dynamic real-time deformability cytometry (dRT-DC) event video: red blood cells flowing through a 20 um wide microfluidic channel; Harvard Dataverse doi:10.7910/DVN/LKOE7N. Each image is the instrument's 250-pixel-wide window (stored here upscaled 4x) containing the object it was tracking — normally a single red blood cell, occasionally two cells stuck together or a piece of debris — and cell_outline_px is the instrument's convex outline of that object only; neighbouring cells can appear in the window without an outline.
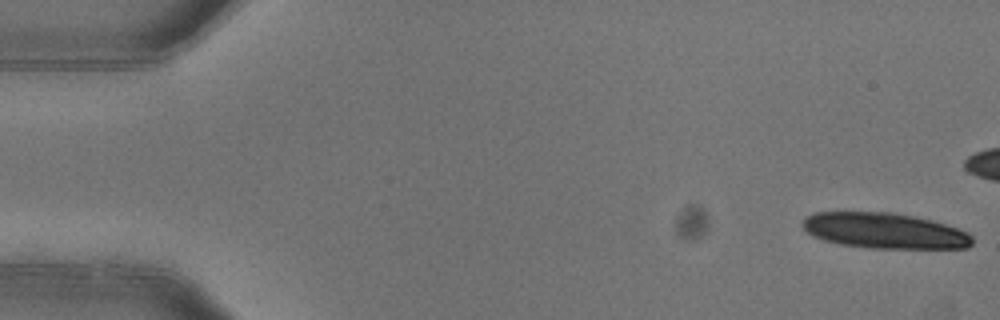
{"species": "common noctule bat (a hibernating species)", "species_latin": "Nyctalus noctula", "temperature_condition": "warm", "stored_images_in_passage": 5, "camera_frame_rate_fps": 3000, "um_per_image_px": 0.085, "animal": {"sex": "female"}, "frame": {"image": 1, "passage_image": 1, "time_ms": 0.0, "image_size_px": [1000, 320], "cell_outline_px": [[972, 244], [968, 248], [868, 248], [840, 244], [824, 240], [812, 236], [800, 224], [808, 216], [816, 212], [892, 212], [932, 220], [968, 232], [972, 236]], "centroid_in_image_um": [75.18, 19.61], "position_along_channel_um": 9.8, "area_um2": 35.14}}